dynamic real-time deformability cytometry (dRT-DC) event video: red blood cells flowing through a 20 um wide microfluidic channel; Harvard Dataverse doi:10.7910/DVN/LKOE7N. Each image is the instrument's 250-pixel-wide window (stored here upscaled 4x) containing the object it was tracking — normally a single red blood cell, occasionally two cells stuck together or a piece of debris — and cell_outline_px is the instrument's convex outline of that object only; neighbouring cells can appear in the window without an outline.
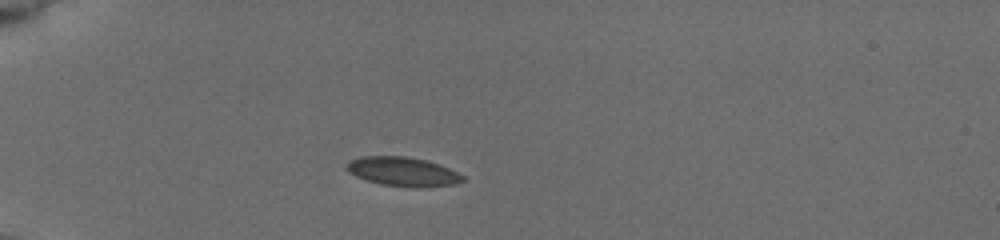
{"species": "common noctule bat (a hibernating species)", "species_latin": "Nyctalus noctula", "temperature_condition": "cold", "stored_images_in_passage": 43, "camera_frame_rate_fps": 3000, "um_per_image_px": 0.085, "animal": {"sex": "female", "body_mass_g": 19.5, "forearm_length_mm": 54.1}, "frame": {"image": 1, "passage_image": 10, "time_ms": 3.0, "image_size_px": [1000, 240], "cell_outline_px": [[464, 180], [456, 184], [416, 188], [380, 184], [356, 176], [348, 172], [344, 168], [344, 164], [348, 160], [360, 156], [404, 156], [424, 160], [440, 164], [464, 176]], "centroid_in_image_um": [34.19, 14.58], "position_along_channel_um": 50.8, "area_um2": 19.83}}
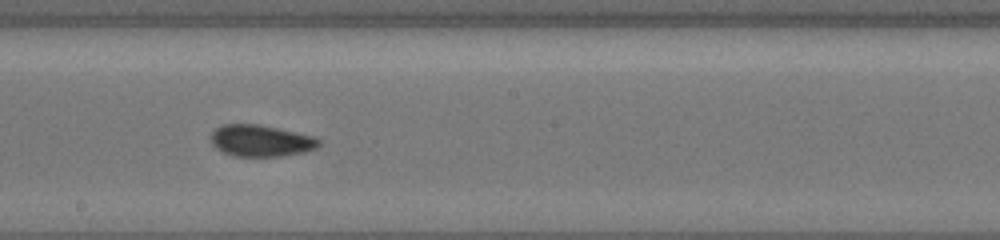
{"frame": {"image": 2, "passage_image": 26, "time_ms": 8.333, "image_size_px": [1000, 240], "cell_outline_px": [[320, 144], [316, 148], [304, 152], [284, 156], [232, 156], [216, 148], [212, 144], [208, 136], [216, 128], [224, 124], [260, 124], [296, 132], [312, 136], [320, 140]], "centroid_in_image_um": [22.14, 11.96], "position_along_channel_um": 226.1, "area_um2": 20.0}}
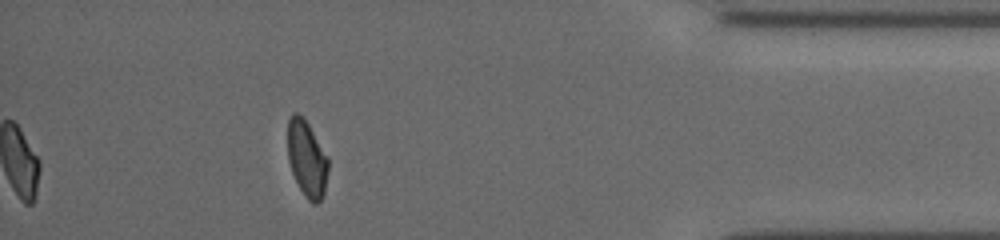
{"frame": {"image": 3, "passage_image": 43, "time_ms": 14.0, "image_size_px": [1000, 240], "cell_outline_px": [[328, 172], [324, 192], [320, 200], [316, 204], [312, 204], [308, 200], [300, 188], [292, 172], [288, 160], [288, 120], [292, 112], [296, 112], [304, 116], [328, 156]], "centroid_in_image_um": [26.09, 13.45], "position_along_channel_um": 409.1, "area_um2": 18.15}, "authors_computed_cell_mechanics": {"area_um2": 19.4208, "velocity_mm_per_s": 3.8468, "shape_relaxation_time_tau1_ms": null, "shape_relaxation_time_tau2_ms": 3.3297, "deformation_change_tau1": null, "deformation_change_tau2": 0.0606}}